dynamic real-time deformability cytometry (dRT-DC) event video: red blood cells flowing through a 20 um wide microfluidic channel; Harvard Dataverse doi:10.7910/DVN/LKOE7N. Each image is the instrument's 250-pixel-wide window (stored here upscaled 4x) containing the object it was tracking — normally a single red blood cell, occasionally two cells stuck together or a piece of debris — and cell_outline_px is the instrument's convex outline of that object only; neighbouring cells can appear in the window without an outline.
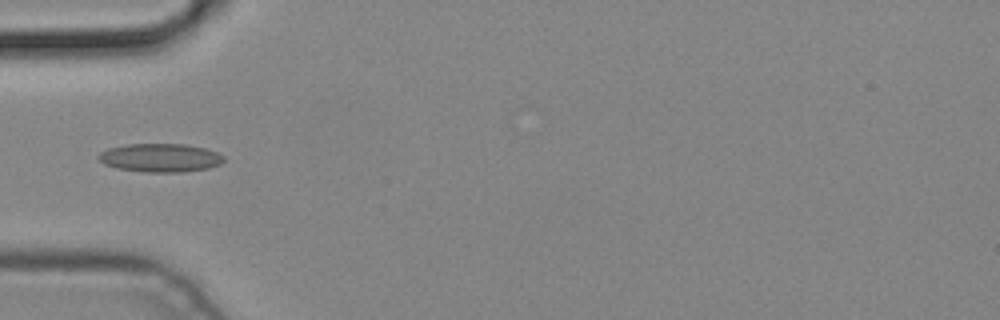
{"species": "common noctule bat (a hibernating species)", "species_latin": "Nyctalus noctula", "temperature_condition": "cold", "stored_images_in_passage": 3, "camera_frame_rate_fps": 3000, "um_per_image_px": 0.085, "animal": {"sex": "male", "body_mass_g": 19.2, "forearm_length_mm": 51.8}, "frame": {"image": 1, "passage_image": 3, "time_ms": 0.667, "image_size_px": [1000, 320], "cell_outline_px": [[224, 160], [220, 164], [208, 168], [184, 172], [144, 172], [116, 168], [104, 164], [96, 156], [100, 152], [108, 148], [128, 144], [184, 144], [204, 148], [216, 152], [224, 156]], "centroid_in_image_um": [13.6, 13.41], "position_along_channel_um": 71.4, "area_um2": 20.81}}